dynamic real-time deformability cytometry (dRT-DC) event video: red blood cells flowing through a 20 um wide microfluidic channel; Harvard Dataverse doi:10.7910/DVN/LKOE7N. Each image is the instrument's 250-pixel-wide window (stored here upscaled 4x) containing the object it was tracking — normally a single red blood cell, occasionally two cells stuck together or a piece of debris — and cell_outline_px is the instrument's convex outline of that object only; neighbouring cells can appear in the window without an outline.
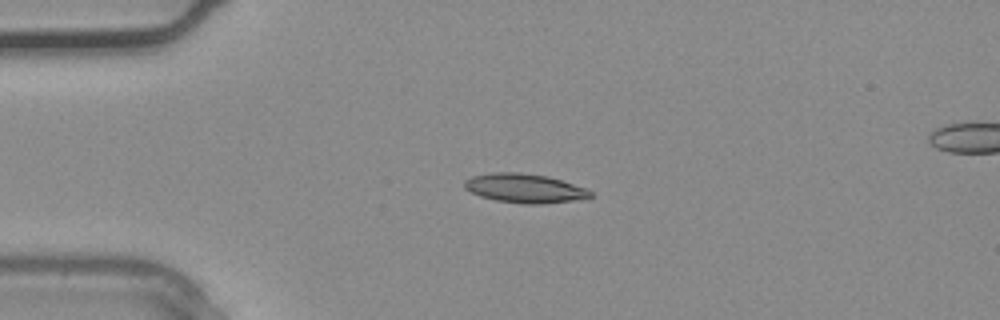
{"species": "common noctule bat (a hibernating species)", "species_latin": "Nyctalus noctula", "temperature_condition": "warm", "stored_images_in_passage": 2, "camera_frame_rate_fps": 3000, "um_per_image_px": 0.085, "animal": {"sex": "male", "body_mass_g": 20.4}, "frame": {"image": 1, "passage_image": 1, "time_ms": 0.0, "image_size_px": [1000, 320], "cell_outline_px": [[592, 196], [572, 200], [540, 204], [524, 204], [496, 200], [480, 196], [464, 188], [464, 180], [472, 176], [496, 172], [520, 172], [548, 176], [588, 188], [592, 192]], "centroid_in_image_um": [44.59, 15.99], "position_along_channel_um": 40.4, "area_um2": 21.27}}